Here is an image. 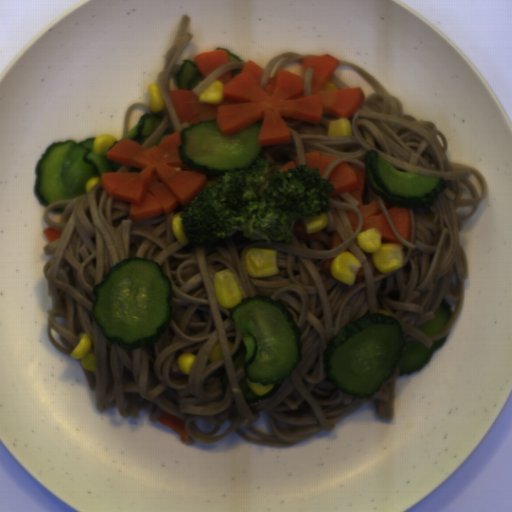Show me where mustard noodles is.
Returning <instances> with one entry per match:
<instances>
[{
    "label": "mustard noodles",
    "mask_w": 512,
    "mask_h": 512,
    "mask_svg": "<svg viewBox=\"0 0 512 512\" xmlns=\"http://www.w3.org/2000/svg\"><path fill=\"white\" fill-rule=\"evenodd\" d=\"M190 23L191 18L189 14H183L173 43L165 54V67L157 75V85L162 95L165 113L162 116L159 126L142 143L141 146L146 149L152 148L166 129H168V133L161 137L160 143L175 132L182 131L184 128L190 127L188 121L185 123L180 122L169 94V78L172 73H178L182 64L177 63L194 36L189 32Z\"/></svg>",
    "instance_id": "mustard-noodles-2"
},
{
    "label": "mustard noodles",
    "mask_w": 512,
    "mask_h": 512,
    "mask_svg": "<svg viewBox=\"0 0 512 512\" xmlns=\"http://www.w3.org/2000/svg\"><path fill=\"white\" fill-rule=\"evenodd\" d=\"M247 62L244 61H229L228 63L220 66L215 71L210 73L206 78H204L198 85H196L192 91L195 95L200 96L202 91L210 86L213 82H215L219 77L223 74L236 69H242Z\"/></svg>",
    "instance_id": "mustard-noodles-4"
},
{
    "label": "mustard noodles",
    "mask_w": 512,
    "mask_h": 512,
    "mask_svg": "<svg viewBox=\"0 0 512 512\" xmlns=\"http://www.w3.org/2000/svg\"><path fill=\"white\" fill-rule=\"evenodd\" d=\"M338 62L337 67L351 68L374 90L346 118L351 136H329L330 121L340 120L329 113L324 112L319 123L281 116L290 132L289 142L262 145L257 158L271 163L268 172L274 174L295 157L299 166L305 165V153L335 156L323 176L328 180L341 163L361 168L365 172L363 203L376 200L404 245L402 268L382 273L375 267L373 254L360 248L357 236L362 233L363 213L357 208L360 201L349 192L328 198L329 209L317 216L326 215L328 222L317 239H303L293 231L291 243L283 239L271 244L245 238L237 230L202 246L183 245L172 228L181 204L168 215L132 221L130 202L107 193L102 180L88 193L50 203L43 221L61 235L43 249L45 255H52L43 269L52 302L47 310V334L50 344L70 357L80 333L88 334L96 371L83 370L95 389L98 412L116 407L122 418L135 419L152 405V423H160L164 412L184 421L187 445L218 443L235 433L252 444L283 449L334 430L336 423L372 401L377 403L379 419H394L399 366L372 397H355L327 376L328 342L344 326L376 312L397 319L405 341H418L428 348L451 333L461 314L469 271L460 242L461 227L486 199L488 185L482 171L449 158L447 137L434 121L404 113L400 99L359 64L347 59ZM373 149L401 172L443 177L447 189L457 196L451 200L445 189L429 208H408L409 241L394 228L383 199L370 187L365 158ZM64 205L63 214L50 211ZM347 209L359 217L355 232ZM335 231L343 242L330 249L329 239ZM252 247L278 250V274L256 279L246 273L244 255ZM345 251L359 259L365 273L361 282L351 286L320 272L325 259ZM135 256L156 261L170 277L174 316L157 343L127 350L108 341L95 322L92 288L117 262ZM225 268L234 273L243 300L261 295L283 302L302 330V360L270 396L244 397L239 385L245 373L243 368L235 371L231 359L240 343L230 315L233 308L218 304L213 290V274ZM443 299L452 304L454 314L442 333L425 336L418 329L434 319ZM55 317L66 319L67 329ZM53 328L67 349L53 340ZM218 342L222 359L211 363L210 353ZM183 353L196 356L188 375L176 365ZM224 367L229 379L225 393L221 386ZM261 412H267L273 435L253 428ZM199 420L212 421L217 428L200 432L194 424ZM224 421H230L229 428L215 436ZM241 423L267 441L249 438L241 431Z\"/></svg>",
    "instance_id": "mustard-noodles-1"
},
{
    "label": "mustard noodles",
    "mask_w": 512,
    "mask_h": 512,
    "mask_svg": "<svg viewBox=\"0 0 512 512\" xmlns=\"http://www.w3.org/2000/svg\"><path fill=\"white\" fill-rule=\"evenodd\" d=\"M314 69L307 68L306 74H305V80H304V92L305 95H312V85H313V74Z\"/></svg>",
    "instance_id": "mustard-noodles-7"
},
{
    "label": "mustard noodles",
    "mask_w": 512,
    "mask_h": 512,
    "mask_svg": "<svg viewBox=\"0 0 512 512\" xmlns=\"http://www.w3.org/2000/svg\"><path fill=\"white\" fill-rule=\"evenodd\" d=\"M328 82L335 85L337 90L350 89L343 81H341L337 76L333 74L331 75Z\"/></svg>",
    "instance_id": "mustard-noodles-8"
},
{
    "label": "mustard noodles",
    "mask_w": 512,
    "mask_h": 512,
    "mask_svg": "<svg viewBox=\"0 0 512 512\" xmlns=\"http://www.w3.org/2000/svg\"><path fill=\"white\" fill-rule=\"evenodd\" d=\"M173 169H177V170H180V171H199V172H201L202 174H204V175H205V177H206V179H207V181H206L205 186H204L202 189H205L207 186H211V185H212V183H214V184H215V183H217L218 179H219L220 177H223V176H224V174L226 173V172H225V173H223V174H212V173H207V172H205V171H203V170H201V169H193V168H191V167H189V166H188V167H175V168H173ZM202 189H201V190H202Z\"/></svg>",
    "instance_id": "mustard-noodles-6"
},
{
    "label": "mustard noodles",
    "mask_w": 512,
    "mask_h": 512,
    "mask_svg": "<svg viewBox=\"0 0 512 512\" xmlns=\"http://www.w3.org/2000/svg\"><path fill=\"white\" fill-rule=\"evenodd\" d=\"M313 56H319V55H312V54L311 55H301L297 52L289 51V52H284L280 55L273 57L263 70L261 81H260V88L265 89V87L268 83V80L270 79V74L280 59L286 58V60L281 62L280 65L274 70V72L272 74V78L277 75L279 70H282L285 66H287L291 62L302 61L304 63V60L306 58L313 57Z\"/></svg>",
    "instance_id": "mustard-noodles-3"
},
{
    "label": "mustard noodles",
    "mask_w": 512,
    "mask_h": 512,
    "mask_svg": "<svg viewBox=\"0 0 512 512\" xmlns=\"http://www.w3.org/2000/svg\"><path fill=\"white\" fill-rule=\"evenodd\" d=\"M132 167L133 166H129L123 163L118 167L116 173H128L132 169Z\"/></svg>",
    "instance_id": "mustard-noodles-9"
},
{
    "label": "mustard noodles",
    "mask_w": 512,
    "mask_h": 512,
    "mask_svg": "<svg viewBox=\"0 0 512 512\" xmlns=\"http://www.w3.org/2000/svg\"><path fill=\"white\" fill-rule=\"evenodd\" d=\"M136 107H143L146 114L151 115V113H152V110L150 109L149 105H147L145 103L139 102V103L131 104L123 117V138L129 133V123H130L131 114Z\"/></svg>",
    "instance_id": "mustard-noodles-5"
}]
</instances>
